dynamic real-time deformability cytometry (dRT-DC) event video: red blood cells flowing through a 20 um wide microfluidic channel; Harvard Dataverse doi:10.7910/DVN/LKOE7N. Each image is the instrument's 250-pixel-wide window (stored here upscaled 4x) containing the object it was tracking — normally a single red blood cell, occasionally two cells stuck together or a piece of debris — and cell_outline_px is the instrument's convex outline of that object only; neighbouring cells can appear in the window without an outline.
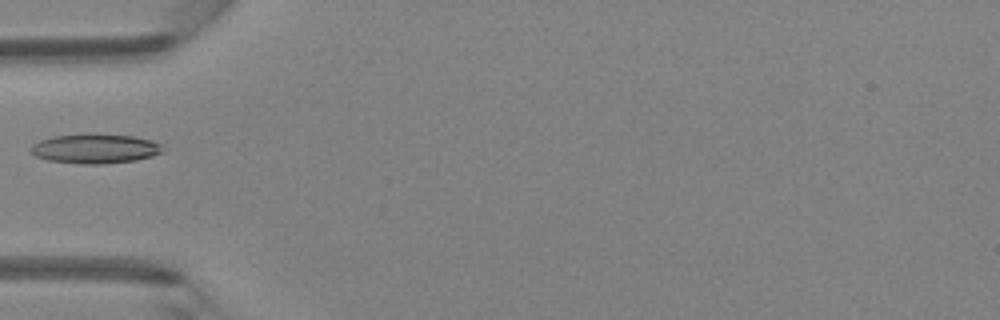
{"species": "Egyptian fruit bat (a non-hibernating species)", "species_latin": "Rousettus aegyptiacus", "temperature_condition": "room temperature", "stored_images_in_passage": 4, "camera_frame_rate_fps": 3000, "um_per_image_px": 0.085, "animal": {"sex": "female"}, "frame": {"image": 1, "passage_image": 4, "time_ms": 4.333, "image_size_px": [1000, 320], "cell_outline_px": [[164, 152], [152, 156], [136, 160], [104, 164], [80, 164], [48, 160], [36, 156], [32, 152], [32, 144], [40, 140], [52, 136], [132, 136], [152, 140], [160, 144], [164, 148]], "centroid_in_image_um": [8.13, 12.68], "position_along_channel_um": 76.9, "area_um2": 21.96}}